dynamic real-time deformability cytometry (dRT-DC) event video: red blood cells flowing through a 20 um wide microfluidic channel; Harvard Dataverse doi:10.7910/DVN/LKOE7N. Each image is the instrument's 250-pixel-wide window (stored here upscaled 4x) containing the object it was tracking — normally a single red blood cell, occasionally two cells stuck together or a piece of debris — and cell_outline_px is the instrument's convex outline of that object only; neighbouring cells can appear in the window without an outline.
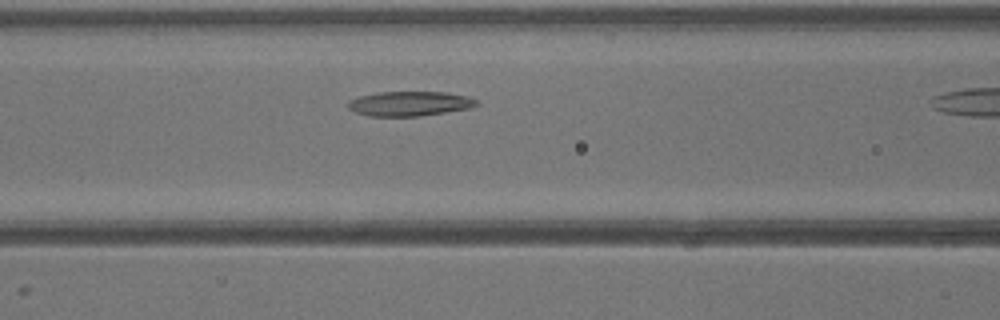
{"species": "common noctule bat (a hibernating species)", "species_latin": "Nyctalus noctula", "temperature_condition": "warm", "stored_images_in_passage": 14, "camera_frame_rate_fps": 3000, "um_per_image_px": 0.085, "animal": {"sex": "male", "body_mass_g": 13.3}, "frame": {"image": 1, "passage_image": 8, "time_ms": 2.333, "image_size_px": [1000, 320], "cell_outline_px": [[480, 104], [468, 108], [420, 116], [368, 116], [356, 112], [348, 108], [348, 100], [360, 96], [376, 92], [444, 92], [468, 96], [476, 100]], "centroid_in_image_um": [34.79, 8.8], "position_along_channel_um": 131.8, "area_um2": 18.38}}
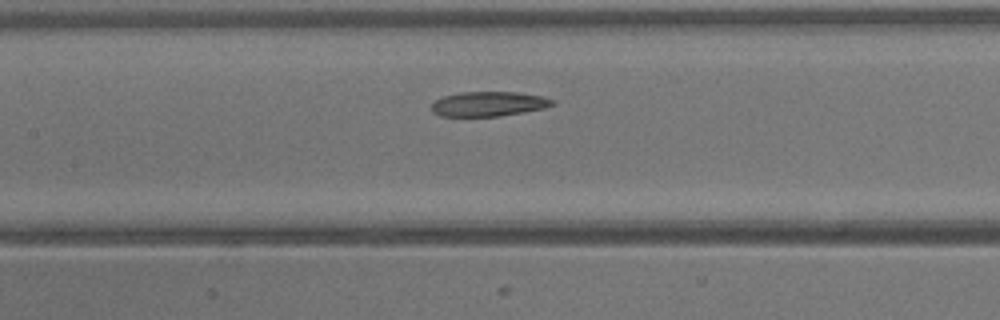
{"frame": {"image": 2, "passage_image": 10, "time_ms": 3.0, "image_size_px": [1000, 320], "cell_outline_px": [[556, 104], [544, 108], [496, 116], [440, 116], [432, 112], [432, 104], [436, 100], [444, 96], [460, 92], [516, 92], [544, 96], [556, 100]], "centroid_in_image_um": [41.56, 8.82], "position_along_channel_um": 165.8, "area_um2": 17.34}}
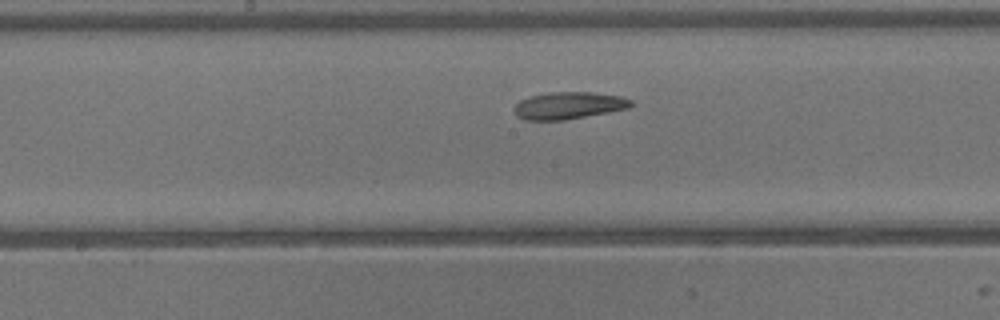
{"frame": {"image": 3, "passage_image": 12, "time_ms": 3.667, "image_size_px": [1000, 320], "cell_outline_px": [[632, 104], [628, 108], [608, 112], [564, 120], [524, 120], [516, 116], [512, 108], [520, 100], [532, 96], [548, 92], [592, 92], [620, 96], [632, 100]], "centroid_in_image_um": [48.29, 8.97], "position_along_channel_um": 199.9, "area_um2": 18.44}}